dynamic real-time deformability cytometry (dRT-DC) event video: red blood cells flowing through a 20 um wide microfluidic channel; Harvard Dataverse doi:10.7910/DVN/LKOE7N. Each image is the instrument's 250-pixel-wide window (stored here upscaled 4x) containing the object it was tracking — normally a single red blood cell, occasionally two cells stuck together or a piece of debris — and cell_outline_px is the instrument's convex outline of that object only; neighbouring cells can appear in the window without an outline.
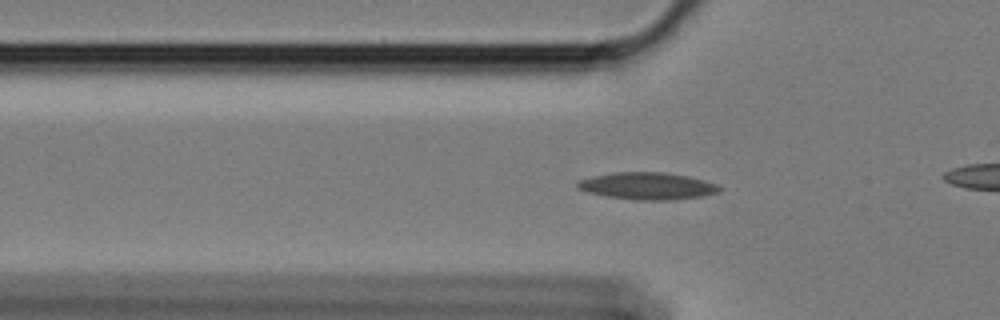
{"species": "Egyptian fruit bat (a non-hibernating species)", "species_latin": "Rousettus aegyptiacus", "temperature_condition": "cold", "stored_images_in_passage": 59, "camera_frame_rate_fps": 3000, "um_per_image_px": 0.085, "animal": {"sex": "female"}, "frame": {"image": 1, "passage_image": 18, "time_ms": 5.667, "image_size_px": [1000, 320], "cell_outline_px": [[720, 192], [700, 196], [676, 200], [636, 200], [608, 196], [588, 192], [580, 188], [576, 184], [580, 180], [592, 176], [616, 172], [664, 172], [688, 176], [704, 180], [716, 184], [720, 188]], "centroid_in_image_um": [55.06, 15.81], "position_along_channel_um": 70.7, "area_um2": 22.2}}
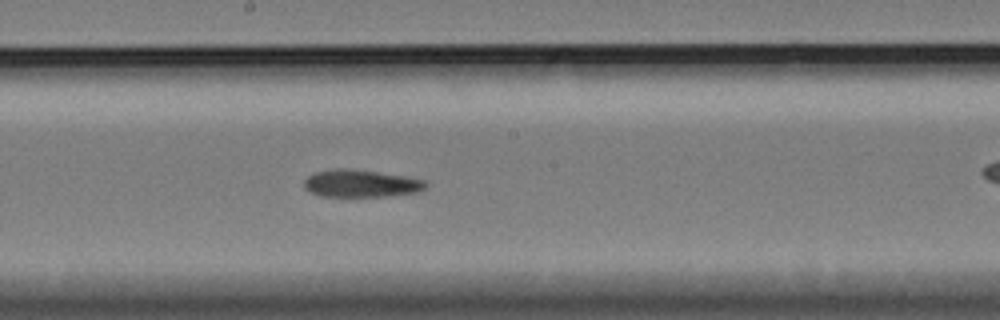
{"frame": {"image": 2, "passage_image": 31, "time_ms": 10.0, "image_size_px": [1000, 320], "cell_outline_px": [[428, 184], [420, 192], [388, 196], [320, 196], [308, 192], [304, 188], [304, 180], [308, 176], [316, 172], [336, 168], [348, 168], [404, 176], [424, 180]], "centroid_in_image_um": [30.65, 15.6], "position_along_channel_um": 217.5, "area_um2": 19.42}}
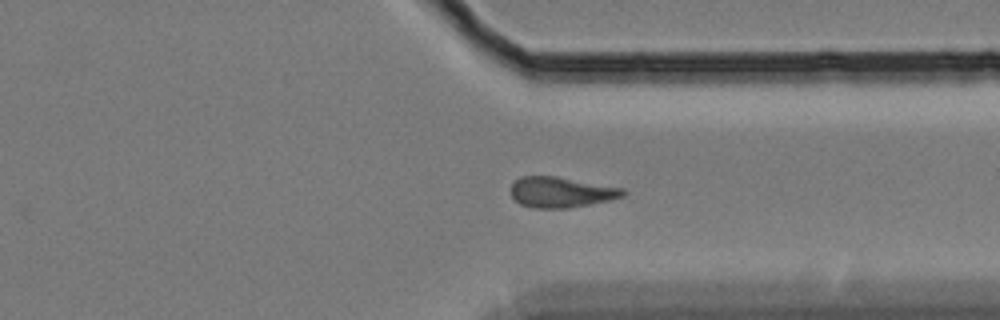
{"frame": {"image": 3, "passage_image": 44, "time_ms": 14.333, "image_size_px": [1000, 320], "cell_outline_px": [[624, 196], [608, 200], [568, 208], [532, 208], [520, 204], [512, 196], [512, 184], [520, 176], [556, 176], [624, 188]], "centroid_in_image_um": [47.67, 16.33], "position_along_channel_um": 363.7, "area_um2": 19.77}, "authors_computed_cell_mechanics": {"area_um2": 20.4034, "velocity_mm_per_s": 3.3713, "shape_relaxation_time_tau1_ms": null, "shape_relaxation_time_tau2_ms": 9.8747, "deformation_change_tau1": null, "deformation_change_tau2": 0.1788}}